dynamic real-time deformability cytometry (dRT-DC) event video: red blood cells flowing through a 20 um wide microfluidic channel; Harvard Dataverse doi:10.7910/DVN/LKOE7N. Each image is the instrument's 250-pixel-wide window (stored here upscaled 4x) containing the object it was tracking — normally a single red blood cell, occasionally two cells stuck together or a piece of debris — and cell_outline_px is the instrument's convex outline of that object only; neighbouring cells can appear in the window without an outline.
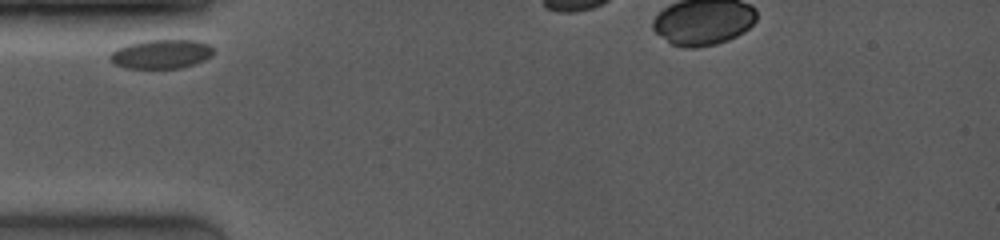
{"species": "common noctule bat (a hibernating species)", "species_latin": "Nyctalus noctula", "temperature_condition": "room temperature", "stored_images_in_passage": 7, "camera_frame_rate_fps": 4000, "um_per_image_px": 0.085, "animal": {"sex": "female", "body_mass_g": 19.0, "forearm_length_mm": 53.3}, "frame": {"image": 1, "passage_image": 1, "time_ms": 0.0, "image_size_px": [1000, 240], "cell_outline_px": [[216, 52], [212, 56], [196, 64], [180, 68], [124, 68], [108, 60], [108, 56], [116, 48], [128, 44], [144, 40], [196, 40], [208, 44]], "centroid_in_image_um": [13.71, 4.59], "position_along_channel_um": 71.3, "area_um2": 17.74}}